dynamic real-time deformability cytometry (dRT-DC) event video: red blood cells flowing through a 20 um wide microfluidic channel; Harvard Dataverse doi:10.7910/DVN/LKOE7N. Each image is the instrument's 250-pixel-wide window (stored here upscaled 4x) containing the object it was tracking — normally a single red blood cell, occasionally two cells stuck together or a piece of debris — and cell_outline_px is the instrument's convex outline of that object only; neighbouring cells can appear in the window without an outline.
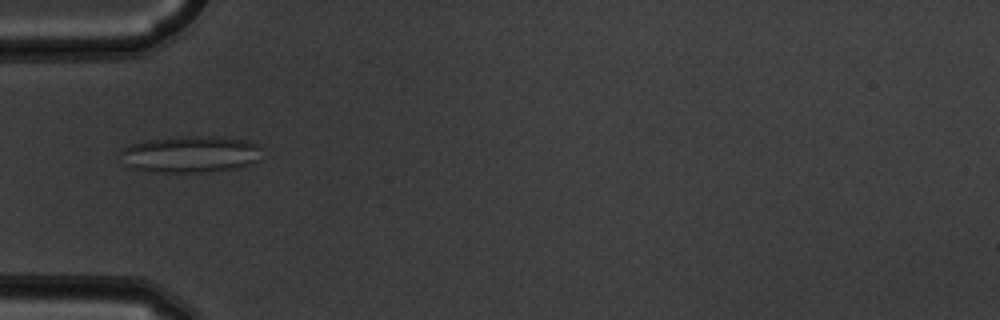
{"species": "common noctule bat (a hibernating species)", "species_latin": "Nyctalus noctula", "temperature_condition": "warm", "stored_images_in_passage": 6, "camera_frame_rate_fps": 3000, "um_per_image_px": 0.085, "animal": {"sex": "male", "body_mass_g": 19.5, "forearm_length_mm": 54.6}, "frame": {"image": 1, "passage_image": 6, "time_ms": 1.667, "image_size_px": [1000, 320], "cell_outline_px": [[260, 160], [252, 164], [240, 168], [204, 172], [164, 172], [136, 168], [128, 164], [120, 152], [120, 148], [132, 144], [148, 140], [172, 136], [212, 136], [244, 140], [256, 144], [260, 148]], "centroid_in_image_um": [16.25, 13.1], "position_along_channel_um": 68.7, "area_um2": 30.06}}